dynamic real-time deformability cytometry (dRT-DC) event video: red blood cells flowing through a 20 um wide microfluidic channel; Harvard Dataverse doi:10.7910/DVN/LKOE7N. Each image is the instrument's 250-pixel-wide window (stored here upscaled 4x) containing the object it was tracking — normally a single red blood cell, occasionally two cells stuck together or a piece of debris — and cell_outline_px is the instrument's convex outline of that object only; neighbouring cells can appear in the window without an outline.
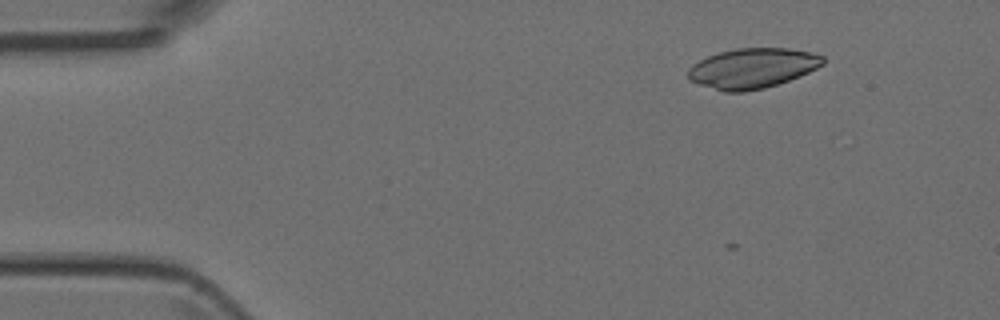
{"species": "Egyptian fruit bat (a non-hibernating species)", "species_latin": "Rousettus aegyptiacus", "temperature_condition": "room temperature", "stored_images_in_passage": 6, "camera_frame_rate_fps": 3000, "um_per_image_px": 0.085, "animal": {"sex": "female"}, "frame": {"image": 1, "passage_image": 3, "time_ms": 2.333, "image_size_px": [1000, 320], "cell_outline_px": [[824, 64], [800, 76], [764, 88], [744, 92], [724, 92], [688, 80], [688, 68], [692, 64], [708, 56], [720, 52], [736, 48], [788, 48], [812, 52], [824, 56]], "centroid_in_image_um": [63.95, 5.79], "position_along_channel_um": 21.0, "area_um2": 31.44}}